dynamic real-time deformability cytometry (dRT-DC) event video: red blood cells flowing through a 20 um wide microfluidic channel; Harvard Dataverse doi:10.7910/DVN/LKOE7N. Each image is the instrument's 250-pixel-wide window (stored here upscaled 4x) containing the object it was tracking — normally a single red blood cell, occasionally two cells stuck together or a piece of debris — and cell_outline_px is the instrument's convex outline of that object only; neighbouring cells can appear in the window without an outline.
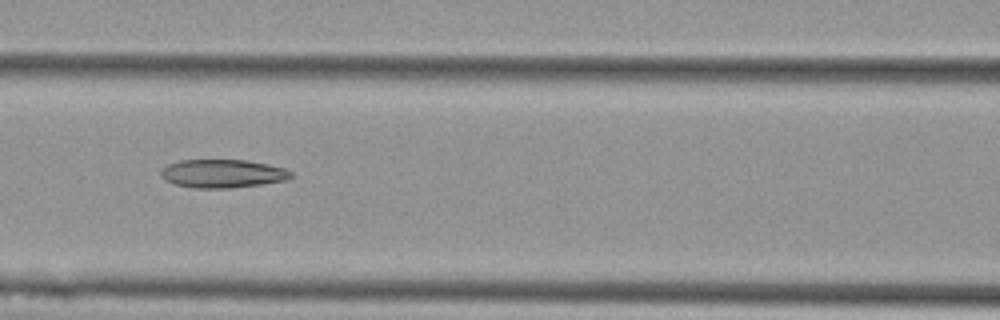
{"species": "Egyptian fruit bat (a non-hibernating species)", "species_latin": "Rousettus aegyptiacus", "temperature_condition": "cold", "stored_images_in_passage": 8, "camera_frame_rate_fps": 3000, "um_per_image_px": 0.085, "animal": {"sex": "female"}, "frame": {"image": 1, "passage_image": 6, "time_ms": 1.667, "image_size_px": [1000, 320], "cell_outline_px": [[292, 176], [284, 180], [260, 184], [228, 188], [192, 188], [176, 184], [164, 180], [160, 176], [160, 172], [168, 164], [180, 160], [248, 160], [268, 164], [284, 168], [292, 172]], "centroid_in_image_um": [18.89, 14.75], "position_along_channel_um": 147.7, "area_um2": 21.39}}
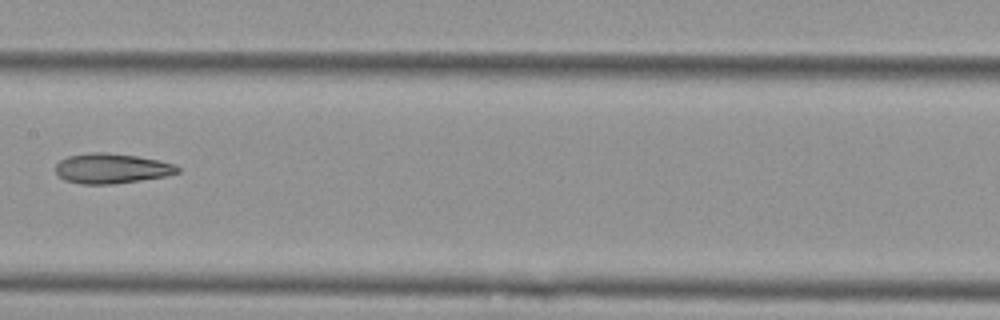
{"frame": {"image": 2, "passage_image": 7, "time_ms": 2.0, "image_size_px": [1000, 320], "cell_outline_px": [[180, 172], [164, 176], [140, 180], [112, 184], [80, 184], [64, 180], [56, 172], [56, 164], [60, 160], [68, 156], [88, 152], [104, 152], [136, 156], [176, 164], [180, 168]], "centroid_in_image_um": [9.47, 14.31], "position_along_channel_um": 197.9, "area_um2": 21.27}}
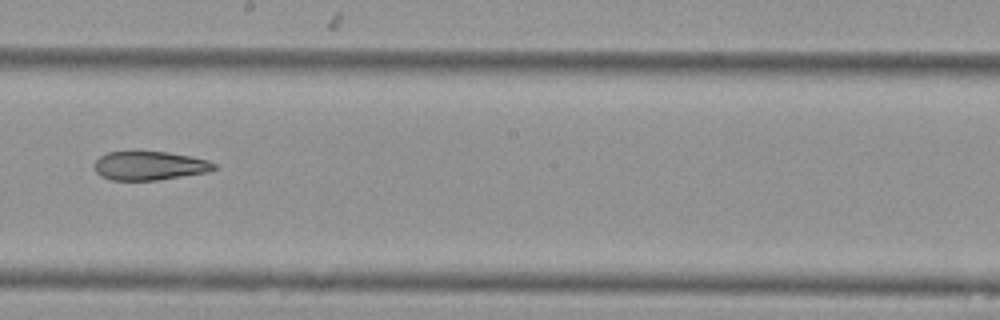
{"frame": {"image": 3, "passage_image": 8, "time_ms": 2.333, "image_size_px": [1000, 320], "cell_outline_px": [[216, 168], [208, 172], [160, 180], [112, 180], [100, 176], [96, 172], [96, 160], [100, 156], [108, 152], [168, 152], [192, 156], [208, 160], [216, 164]], "centroid_in_image_um": [12.75, 14.09], "position_along_channel_um": 235.5, "area_um2": 20.06}}